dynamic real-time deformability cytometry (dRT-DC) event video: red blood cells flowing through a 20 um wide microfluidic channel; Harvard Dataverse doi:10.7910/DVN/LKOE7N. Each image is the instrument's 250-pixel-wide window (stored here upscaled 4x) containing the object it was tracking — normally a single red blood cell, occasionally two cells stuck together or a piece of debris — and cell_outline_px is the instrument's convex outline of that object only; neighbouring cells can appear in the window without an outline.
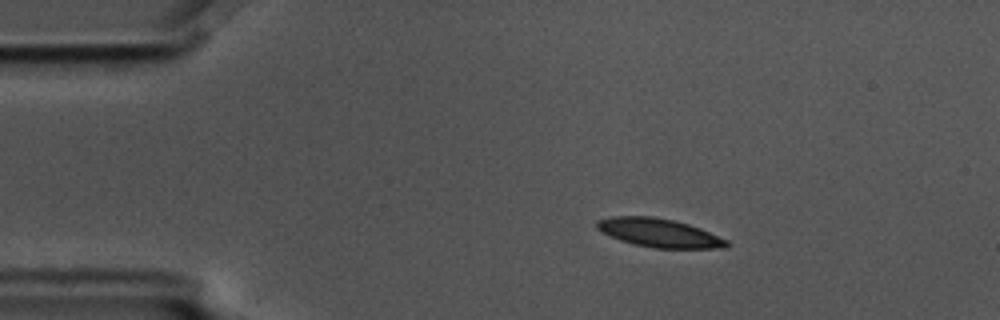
{"species": "common noctule bat (a hibernating species)", "species_latin": "Nyctalus noctula", "temperature_condition": "cold", "stored_images_in_passage": 5, "camera_frame_rate_fps": 3000, "um_per_image_px": 0.085, "animal": {"sex": "male", "body_mass_g": 17.5, "forearm_length_mm": 52.3}, "frame": {"image": 1, "passage_image": 2, "time_ms": 0.333, "image_size_px": [1000, 320], "cell_outline_px": [[728, 244], [724, 248], [656, 248], [636, 244], [620, 240], [596, 228], [596, 220], [612, 216], [652, 216], [672, 220], [688, 224], [700, 228], [728, 240]], "centroid_in_image_um": [56.02, 19.78], "position_along_channel_um": 29.0, "area_um2": 21.33}}
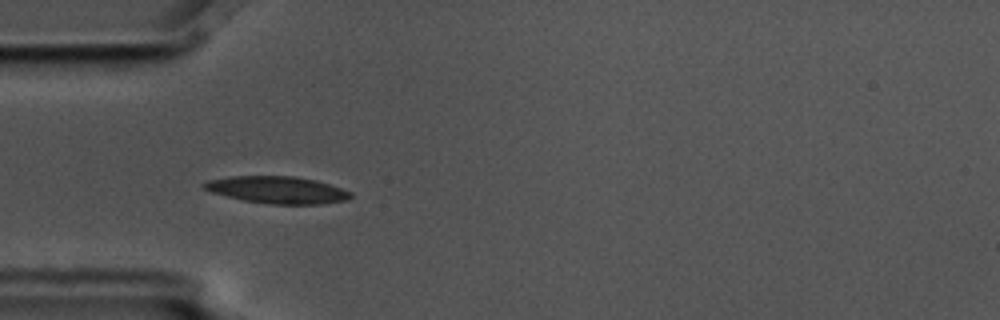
{"frame": {"image": 2, "passage_image": 4, "time_ms": 1.0, "image_size_px": [1000, 320], "cell_outline_px": [[352, 196], [348, 200], [320, 204], [268, 204], [240, 200], [212, 192], [204, 188], [200, 184], [208, 180], [232, 176], [292, 176], [316, 180], [352, 192]], "centroid_in_image_um": [23.55, 16.14], "position_along_channel_um": 61.4, "area_um2": 23.18}}